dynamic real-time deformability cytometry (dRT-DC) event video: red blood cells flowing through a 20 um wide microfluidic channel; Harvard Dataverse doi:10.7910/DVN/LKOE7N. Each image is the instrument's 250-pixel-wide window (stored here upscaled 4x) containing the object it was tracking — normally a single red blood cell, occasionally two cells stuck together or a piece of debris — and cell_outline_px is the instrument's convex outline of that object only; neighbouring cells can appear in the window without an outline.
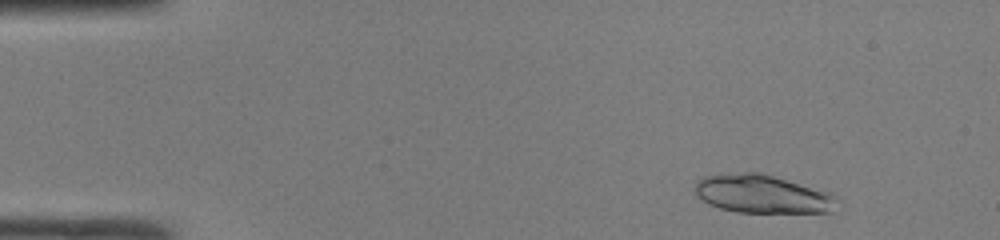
{"species": "common noctule bat (a hibernating species)", "species_latin": "Nyctalus noctula", "temperature_condition": "room temperature", "stored_images_in_passage": 43, "camera_frame_rate_fps": 3000, "um_per_image_px": 0.085, "animal": {"sex": "male", "body_mass_g": 19.0, "forearm_length_mm": 50.8}, "frame": {"image": 1, "passage_image": 1, "time_ms": 0.0, "image_size_px": [1000, 240], "cell_outline_px": [[832, 196], [828, 212], [736, 212], [720, 208], [708, 204], [700, 200], [696, 196], [696, 180], [704, 176], [740, 172], [760, 172]], "centroid_in_image_um": [64.53, 16.49], "position_along_channel_um": 20.5, "area_um2": 30.23}}